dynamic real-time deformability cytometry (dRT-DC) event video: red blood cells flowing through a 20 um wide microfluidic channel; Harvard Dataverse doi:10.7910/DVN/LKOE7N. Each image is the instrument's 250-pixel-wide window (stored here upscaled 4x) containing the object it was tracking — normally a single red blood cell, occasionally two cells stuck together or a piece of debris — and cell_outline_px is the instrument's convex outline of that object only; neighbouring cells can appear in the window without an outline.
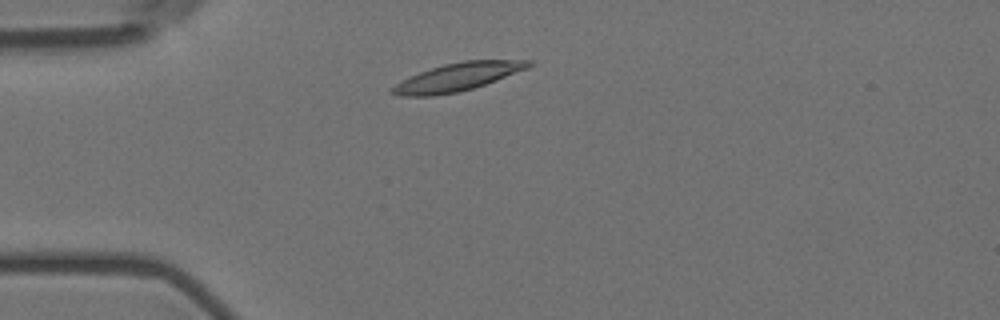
{"species": "Egyptian fruit bat (a non-hibernating species)", "species_latin": "Rousettus aegyptiacus", "temperature_condition": "room temperature", "stored_images_in_passage": 4, "camera_frame_rate_fps": 3000, "um_per_image_px": 0.085, "animal": {"sex": "female"}, "frame": {"image": 1, "passage_image": 2, "time_ms": 0.333, "image_size_px": [1000, 320], "cell_outline_px": [[532, 64], [528, 68], [496, 80], [460, 92], [432, 96], [400, 96], [388, 92], [396, 84], [420, 72], [444, 64], [464, 60], [532, 60]], "centroid_in_image_um": [38.9, 6.55], "position_along_channel_um": 46.1, "area_um2": 21.91}}
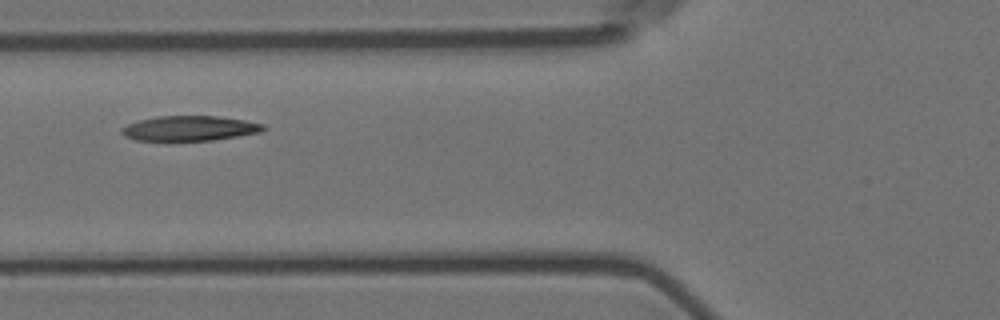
{"frame": {"image": 2, "passage_image": 4, "time_ms": 1.0, "image_size_px": [1000, 320], "cell_outline_px": [[268, 128], [260, 132], [212, 140], [136, 140], [124, 136], [120, 132], [120, 128], [128, 124], [140, 120], [156, 116], [216, 116], [244, 120], [264, 124]], "centroid_in_image_um": [16.1, 10.9], "position_along_channel_um": 109.7, "area_um2": 20.46}}